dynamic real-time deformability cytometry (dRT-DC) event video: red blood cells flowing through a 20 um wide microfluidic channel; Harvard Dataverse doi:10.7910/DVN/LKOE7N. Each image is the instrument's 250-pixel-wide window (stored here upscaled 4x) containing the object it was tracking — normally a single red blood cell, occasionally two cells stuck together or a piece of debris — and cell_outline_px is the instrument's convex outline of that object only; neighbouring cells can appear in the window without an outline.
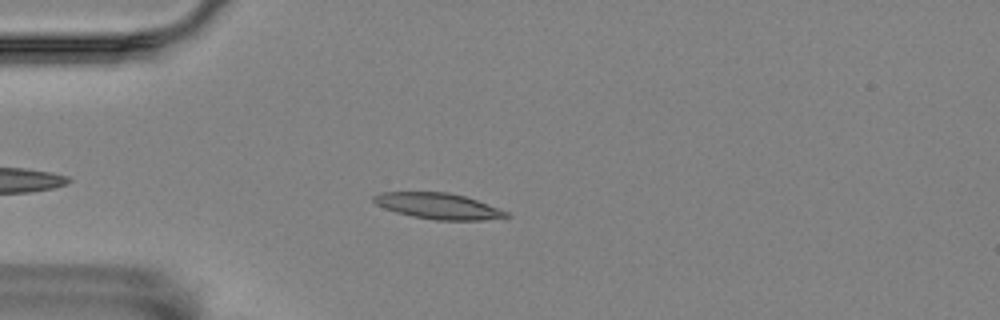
{"species": "Egyptian fruit bat (a non-hibernating species)", "species_latin": "Rousettus aegyptiacus", "temperature_condition": "room temperature", "stored_images_in_passage": 38, "camera_frame_rate_fps": 3000, "um_per_image_px": 0.085, "animal": {"sex": "female"}, "frame": {"image": 1, "passage_image": 2, "time_ms": 0.333, "image_size_px": [1000, 320], "cell_outline_px": [[512, 216], [484, 220], [436, 220], [412, 216], [396, 212], [384, 208], [376, 204], [372, 200], [372, 196], [380, 192], [448, 192], [464, 196], [476, 200], [508, 212]], "centroid_in_image_um": [37.22, 17.51], "position_along_channel_um": 47.8, "area_um2": 19.94}}
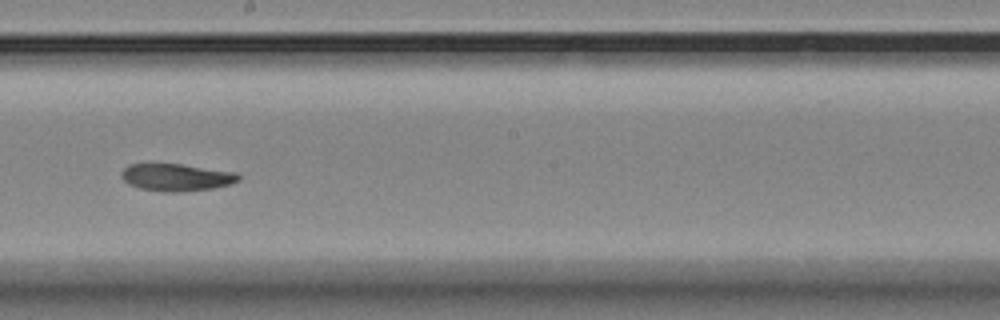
{"frame": {"image": 2, "passage_image": 19, "time_ms": 6.0, "image_size_px": [1000, 320], "cell_outline_px": [[240, 180], [232, 184], [212, 188], [180, 192], [160, 192], [140, 188], [128, 184], [120, 176], [120, 172], [128, 164], [180, 164], [236, 172], [240, 176]], "centroid_in_image_um": [14.98, 15.08], "position_along_channel_um": 233.2, "area_um2": 18.73}}
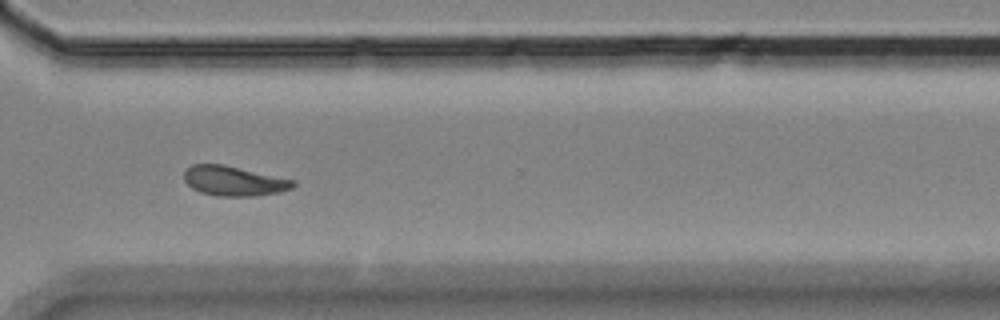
{"frame": {"image": 3, "passage_image": 29, "time_ms": 9.333, "image_size_px": [1000, 320], "cell_outline_px": [[296, 184], [292, 188], [280, 192], [256, 196], [216, 196], [200, 192], [192, 188], [184, 180], [184, 172], [192, 164], [224, 164], [296, 180]], "centroid_in_image_um": [19.9, 15.38], "position_along_channel_um": 350.7, "area_um2": 19.07}}